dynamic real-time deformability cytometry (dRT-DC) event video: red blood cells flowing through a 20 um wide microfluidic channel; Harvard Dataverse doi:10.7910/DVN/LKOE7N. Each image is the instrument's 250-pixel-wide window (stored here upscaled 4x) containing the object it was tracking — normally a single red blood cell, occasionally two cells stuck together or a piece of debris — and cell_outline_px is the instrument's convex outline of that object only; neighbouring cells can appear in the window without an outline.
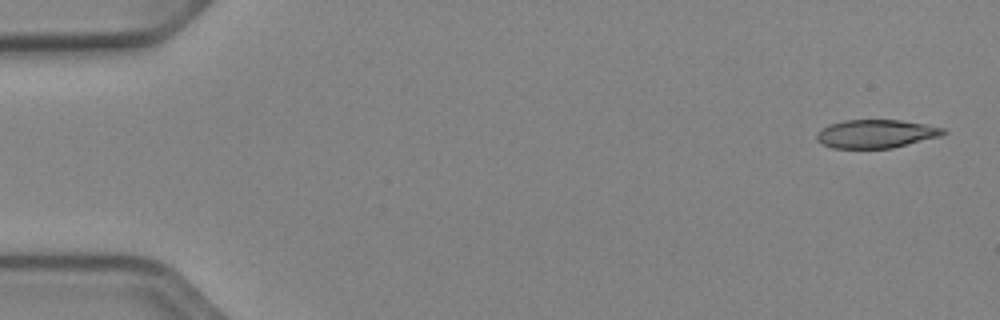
{"species": "Egyptian fruit bat (a non-hibernating species)", "species_latin": "Rousettus aegyptiacus", "temperature_condition": "cold", "stored_images_in_passage": 52, "camera_frame_rate_fps": 3000, "um_per_image_px": 0.085, "animal": {"sex": "female"}, "frame": {"image": 1, "passage_image": 2, "time_ms": 0.333, "image_size_px": [1000, 320], "cell_outline_px": [[948, 132], [940, 136], [892, 148], [832, 148], [816, 140], [816, 132], [832, 124], [844, 120], [900, 120], [924, 124], [944, 128]], "centroid_in_image_um": [74.47, 11.37], "position_along_channel_um": 10.5, "area_um2": 20.75}}
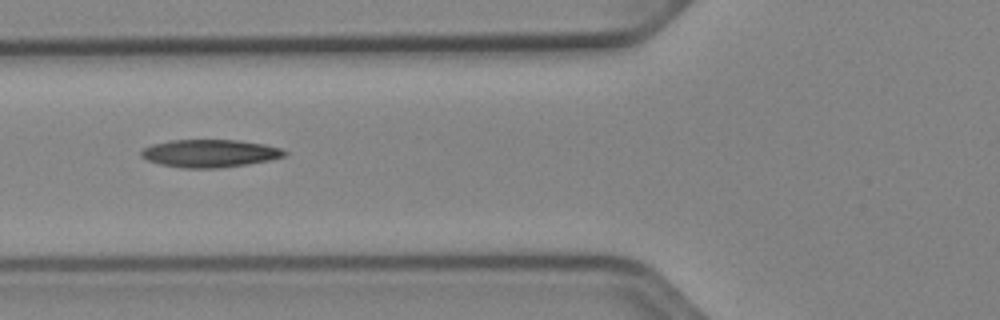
{"frame": {"image": 2, "passage_image": 20, "time_ms": 6.333, "image_size_px": [1000, 320], "cell_outline_px": [[288, 152], [284, 156], [268, 160], [248, 164], [220, 168], [184, 168], [160, 164], [148, 160], [140, 156], [140, 152], [144, 148], [152, 144], [172, 140], [236, 140], [264, 144], [280, 148]], "centroid_in_image_um": [17.82, 13.03], "position_along_channel_um": 108.0, "area_um2": 23.06}}
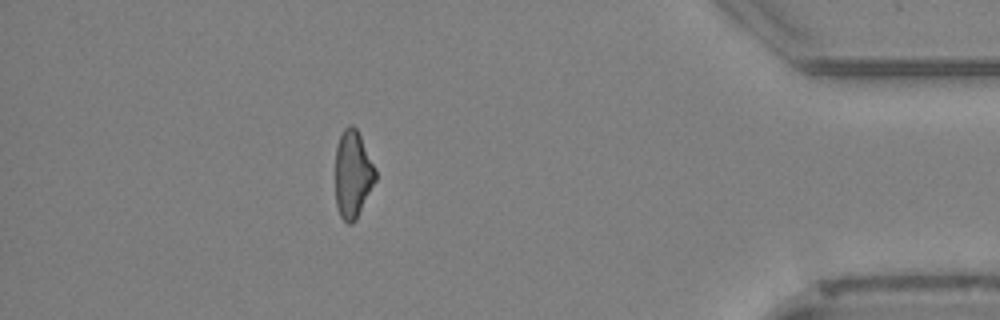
{"frame": {"image": 3, "passage_image": 46, "time_ms": 15.0, "image_size_px": [1000, 320], "cell_outline_px": [[376, 180], [356, 220], [352, 224], [348, 224], [340, 216], [336, 204], [336, 148], [340, 136], [344, 128], [348, 124], [352, 124], [356, 128], [376, 168]], "centroid_in_image_um": [29.99, 14.82], "position_along_channel_um": 405.2, "area_um2": 20.4}, "authors_computed_cell_mechanics": {"area_um2": 21.8484, "velocity_mm_per_s": 3.9434, "shape_relaxation_time_tau1_ms": 9.5247, "shape_relaxation_time_tau2_ms": 6.8478, "deformation_change_tau1": 0.2031, "deformation_change_tau2": 0.1711}}